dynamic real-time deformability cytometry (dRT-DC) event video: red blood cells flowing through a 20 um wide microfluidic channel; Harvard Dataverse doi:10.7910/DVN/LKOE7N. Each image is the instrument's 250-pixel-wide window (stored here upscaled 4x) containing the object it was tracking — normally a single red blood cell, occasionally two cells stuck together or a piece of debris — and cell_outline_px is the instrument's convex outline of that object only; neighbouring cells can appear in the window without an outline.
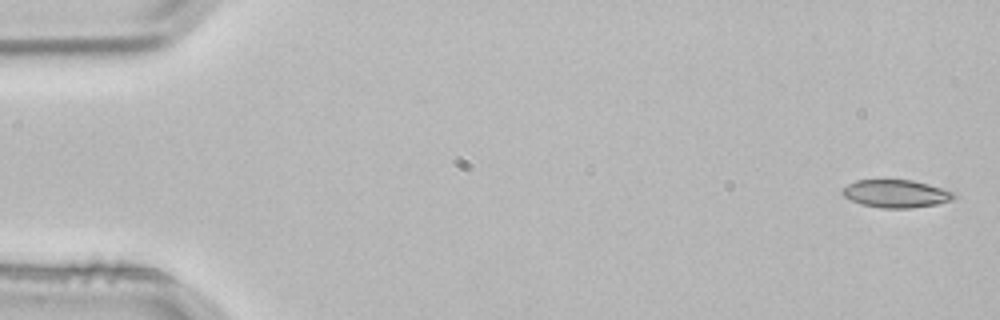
{"species": "common noctule bat (a hibernating species)", "species_latin": "Nyctalus noctula", "temperature_condition": "room temperature", "stored_images_in_passage": 4, "camera_frame_rate_fps": 3000, "um_per_image_px": 0.085, "animal": {"sex": "male", "body_mass_g": 21.5, "forearm_length_mm": 52.0}, "frame": {"image": 1, "passage_image": 1, "time_ms": 0.0, "image_size_px": [1000, 320], "cell_outline_px": [[956, 196], [952, 200], [936, 204], [912, 208], [880, 208], [864, 204], [852, 200], [844, 196], [840, 192], [840, 188], [856, 180], [912, 180], [928, 184], [956, 192]], "centroid_in_image_um": [76.16, 16.46], "position_along_channel_um": 8.8, "area_um2": 18.09}}
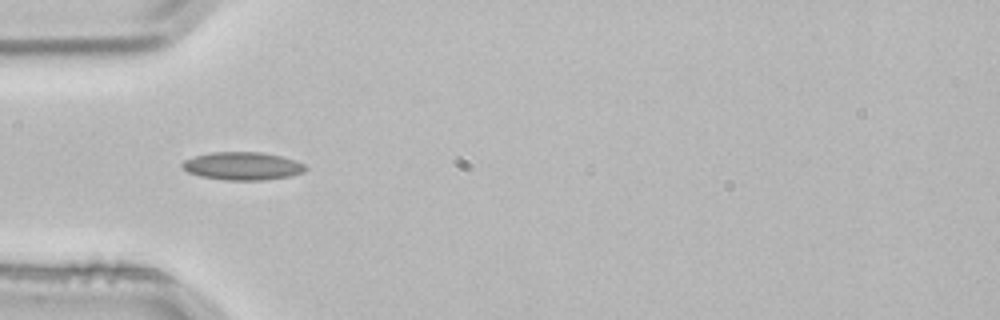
{"frame": {"image": 2, "passage_image": 4, "time_ms": 1.0, "image_size_px": [1000, 320], "cell_outline_px": [[308, 168], [304, 172], [288, 176], [264, 180], [224, 180], [200, 176], [188, 172], [180, 164], [184, 160], [196, 156], [212, 152], [260, 152], [280, 156], [296, 160], [304, 164]], "centroid_in_image_um": [20.62, 14.11], "position_along_channel_um": 64.4, "area_um2": 20.0}}